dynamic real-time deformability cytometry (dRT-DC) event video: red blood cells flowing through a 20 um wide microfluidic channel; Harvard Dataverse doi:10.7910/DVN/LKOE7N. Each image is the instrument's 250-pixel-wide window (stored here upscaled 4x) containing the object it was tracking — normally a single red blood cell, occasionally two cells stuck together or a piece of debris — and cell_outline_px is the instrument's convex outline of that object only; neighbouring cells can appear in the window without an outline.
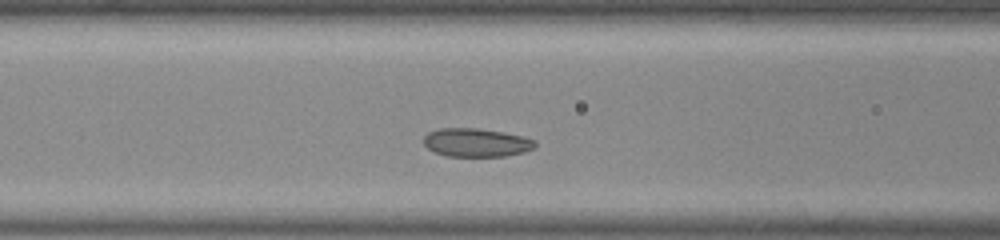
{"species": "common noctule bat (a hibernating species)", "species_latin": "Nyctalus noctula", "temperature_condition": "room temperature", "stored_images_in_passage": 35, "camera_frame_rate_fps": 3000, "um_per_image_px": 0.085, "animal": {"sex": "male", "body_mass_g": 20.0, "forearm_length_mm": 53.3}, "frame": {"image": 1, "passage_image": 9, "time_ms": 2.667, "image_size_px": [1000, 240], "cell_outline_px": [[536, 148], [524, 152], [504, 156], [448, 156], [432, 152], [424, 144], [424, 136], [428, 132], [440, 128], [476, 128], [504, 132], [524, 136], [536, 140]], "centroid_in_image_um": [40.5, 12.11], "position_along_channel_um": 126.1, "area_um2": 18.67}}
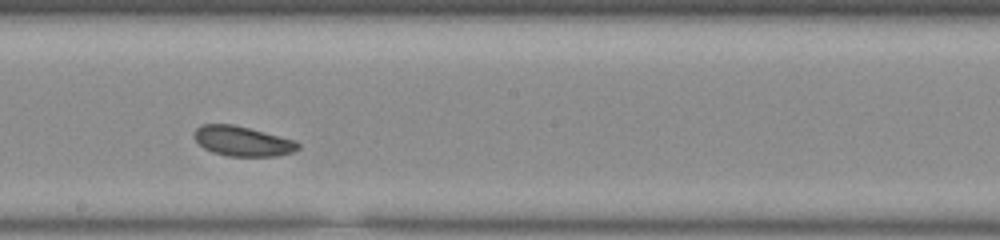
{"frame": {"image": 2, "passage_image": 17, "time_ms": 5.333, "image_size_px": [1000, 240], "cell_outline_px": [[300, 148], [292, 152], [276, 156], [228, 156], [212, 152], [204, 148], [192, 136], [192, 132], [200, 124], [232, 124], [296, 140], [300, 144]], "centroid_in_image_um": [20.59, 11.99], "position_along_channel_um": 227.6, "area_um2": 18.15}}
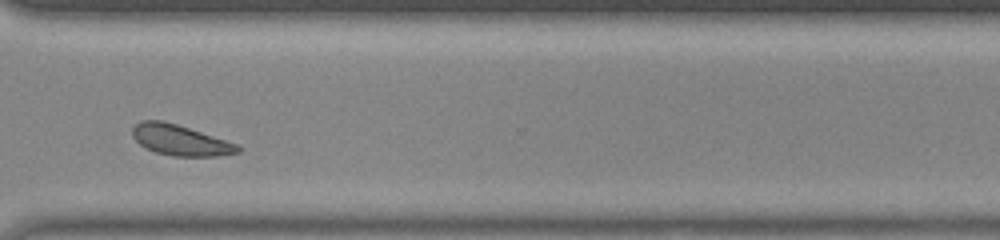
{"frame": {"image": 3, "passage_image": 27, "time_ms": 8.667, "image_size_px": [1000, 240], "cell_outline_px": [[240, 152], [220, 156], [172, 156], [156, 152], [144, 148], [132, 136], [132, 128], [140, 120], [160, 120], [176, 124], [240, 144]], "centroid_in_image_um": [15.33, 11.92], "position_along_channel_um": 355.3, "area_um2": 18.9}, "authors_computed_cell_mechanics": {"area_um2": 18.6116, "velocity_mm_per_s": 3.8234, "shape_relaxation_time_tau1_ms": 2.7487, "shape_relaxation_time_tau2_ms": null, "deformation_change_tau1": 0.0425, "deformation_change_tau2": null}}